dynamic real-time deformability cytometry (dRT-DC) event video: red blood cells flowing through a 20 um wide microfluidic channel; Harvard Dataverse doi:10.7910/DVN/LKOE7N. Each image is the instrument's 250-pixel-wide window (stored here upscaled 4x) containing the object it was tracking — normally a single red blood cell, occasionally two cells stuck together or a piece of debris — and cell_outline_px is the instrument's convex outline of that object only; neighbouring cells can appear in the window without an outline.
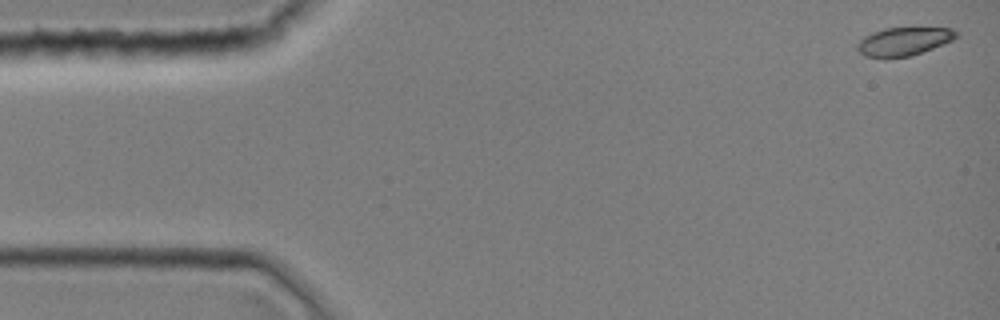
{"species": "common noctule bat (a hibernating species)", "species_latin": "Nyctalus noctula", "temperature_condition": "room temperature", "stored_images_in_passage": 44, "camera_frame_rate_fps": 3000, "um_per_image_px": 0.085, "animal": {"sex": "female", "body_mass_g": 19.0, "forearm_length_mm": 51.5}, "frame": {"image": 1, "passage_image": 1, "time_ms": 0.0, "image_size_px": [1000, 320], "cell_outline_px": [[956, 36], [952, 40], [932, 48], [908, 56], [864, 56], [856, 48], [856, 44], [864, 36], [872, 32], [884, 28], [952, 28], [956, 32]], "centroid_in_image_um": [76.78, 3.49], "position_along_channel_um": 8.2, "area_um2": 15.78}}
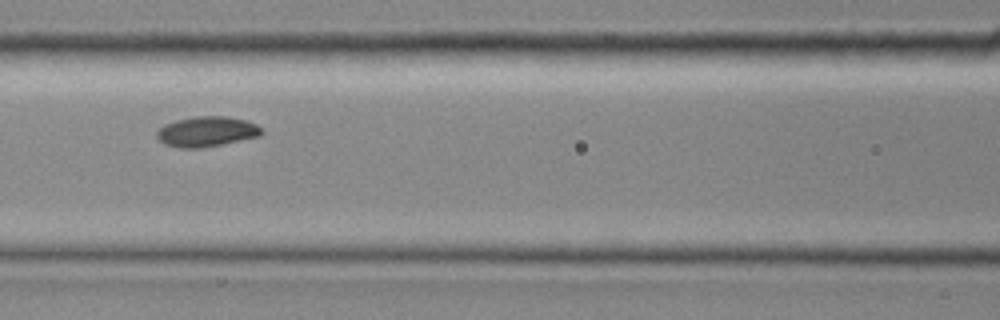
{"frame": {"image": 2, "passage_image": 19, "time_ms": 6.0, "image_size_px": [1000, 320], "cell_outline_px": [[264, 132], [260, 136], [200, 148], [180, 148], [164, 144], [156, 136], [156, 132], [164, 124], [176, 120], [196, 116], [228, 116], [244, 120], [256, 124], [264, 128]], "centroid_in_image_um": [17.58, 11.18], "position_along_channel_um": 149.0, "area_um2": 18.44}}
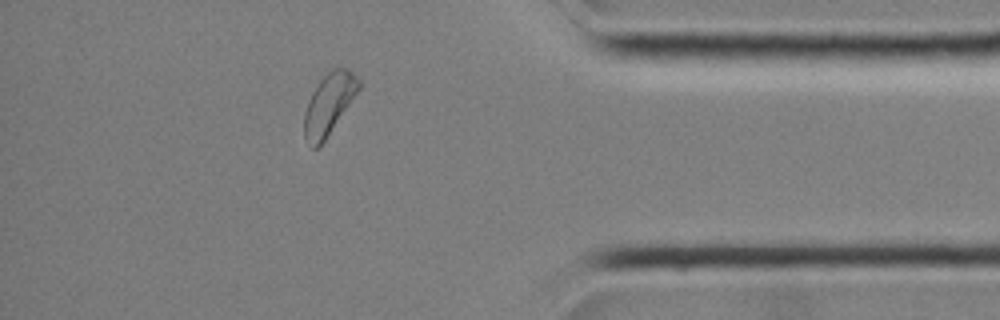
{"frame": {"image": 3, "passage_image": 38, "time_ms": 12.333, "image_size_px": [1000, 320], "cell_outline_px": [[360, 88], [324, 140], [316, 148], [312, 148], [304, 140], [304, 112], [308, 100], [312, 92], [320, 80], [332, 68], [348, 68], [360, 80]], "centroid_in_image_um": [27.93, 8.83], "position_along_channel_um": 407.3, "area_um2": 19.07}}